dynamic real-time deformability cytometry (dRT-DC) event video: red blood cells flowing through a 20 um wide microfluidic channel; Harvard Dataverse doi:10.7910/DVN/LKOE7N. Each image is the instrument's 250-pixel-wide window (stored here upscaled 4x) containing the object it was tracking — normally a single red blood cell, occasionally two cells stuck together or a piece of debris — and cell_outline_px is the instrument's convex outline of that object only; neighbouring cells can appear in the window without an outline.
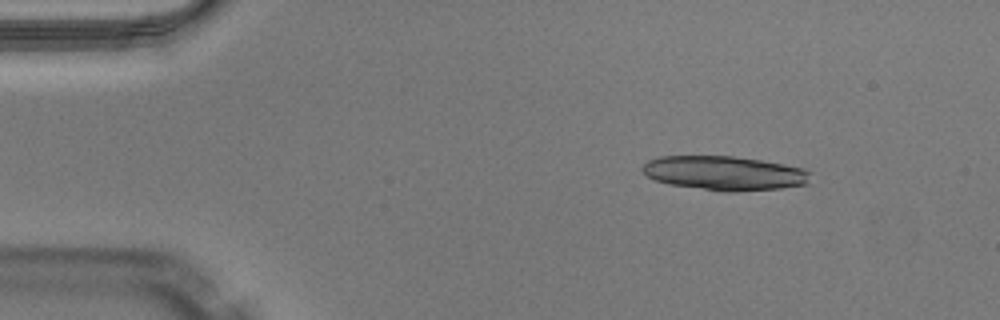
{"species": "Egyptian fruit bat (a non-hibernating species)", "species_latin": "Rousettus aegyptiacus", "temperature_condition": "warm", "stored_images_in_passage": 46, "camera_frame_rate_fps": 3000, "um_per_image_px": 0.085, "animal": {"sex": "male"}, "frame": {"image": 1, "passage_image": 4, "time_ms": 1.0, "image_size_px": [1000, 320], "cell_outline_px": [[812, 172], [808, 184], [780, 188], [736, 192], [720, 192], [668, 184], [656, 180], [648, 176], [644, 172], [644, 164], [648, 160], [660, 156], [732, 156], [760, 160], [784, 164], [804, 168]], "centroid_in_image_um": [61.62, 14.73], "position_along_channel_um": 23.4, "area_um2": 33.7}, "authors_computed_cell_mechanics": {"area_um2": 24.7673, "velocity_mm_per_s": 4.0583, "shape_relaxation_time_tau1_ms": null, "shape_relaxation_time_tau2_ms": 2.0623, "deformation_change_tau1": null, "deformation_change_tau2": 0.1062}}